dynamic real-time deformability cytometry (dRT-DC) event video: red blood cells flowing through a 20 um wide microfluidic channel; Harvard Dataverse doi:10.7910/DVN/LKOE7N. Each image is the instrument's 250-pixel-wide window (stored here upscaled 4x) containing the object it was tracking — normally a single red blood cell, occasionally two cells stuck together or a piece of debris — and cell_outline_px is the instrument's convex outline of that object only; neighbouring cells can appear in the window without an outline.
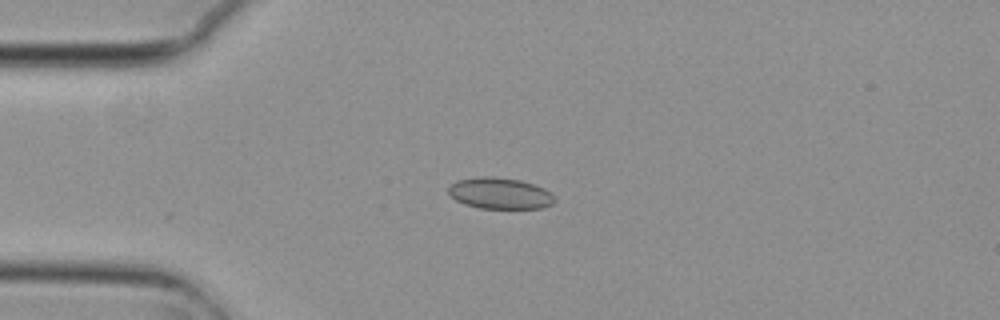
{"species": "common noctule bat (a hibernating species)", "species_latin": "Nyctalus noctula", "temperature_condition": "cold", "stored_images_in_passage": 4, "camera_frame_rate_fps": 3000, "um_per_image_px": 0.085, "animal": {"sex": "female", "body_mass_g": 29.2, "forearm_length_mm": 56.3}, "frame": {"image": 1, "passage_image": 3, "time_ms": 0.667, "image_size_px": [1000, 320], "cell_outline_px": [[556, 200], [552, 204], [544, 208], [480, 208], [464, 204], [456, 200], [448, 192], [448, 188], [456, 180], [480, 176], [492, 176], [520, 180], [536, 184], [552, 192]], "centroid_in_image_um": [42.53, 16.42], "position_along_channel_um": 42.5, "area_um2": 19.54}}